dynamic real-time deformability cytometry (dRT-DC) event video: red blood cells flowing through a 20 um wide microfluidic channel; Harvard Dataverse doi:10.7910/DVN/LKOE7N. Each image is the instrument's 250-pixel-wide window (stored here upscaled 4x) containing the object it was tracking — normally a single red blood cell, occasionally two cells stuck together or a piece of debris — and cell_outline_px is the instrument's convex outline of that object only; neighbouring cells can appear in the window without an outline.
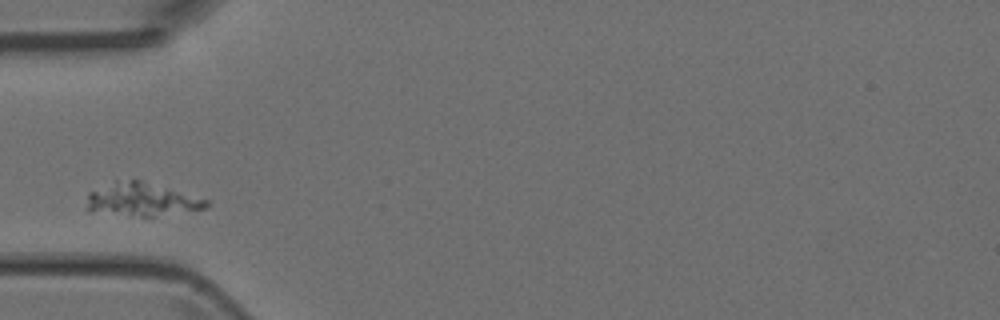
{"species": "Egyptian fruit bat (a non-hibernating species)", "species_latin": "Rousettus aegyptiacus", "temperature_condition": "room temperature", "stored_images_in_passage": 1, "camera_frame_rate_fps": 3000, "um_per_image_px": 0.085, "animal": {"sex": "female"}, "frame": {"image": 1, "passage_image": 1, "time_ms": 0.0, "image_size_px": [1000, 320], "cell_outline_px": [[212, 200], [204, 208], [152, 216], [140, 216], [84, 208], [88, 192], [116, 180], [140, 180]], "centroid_in_image_um": [12.06, 16.92], "position_along_channel_um": 72.9, "area_um2": 22.48}}